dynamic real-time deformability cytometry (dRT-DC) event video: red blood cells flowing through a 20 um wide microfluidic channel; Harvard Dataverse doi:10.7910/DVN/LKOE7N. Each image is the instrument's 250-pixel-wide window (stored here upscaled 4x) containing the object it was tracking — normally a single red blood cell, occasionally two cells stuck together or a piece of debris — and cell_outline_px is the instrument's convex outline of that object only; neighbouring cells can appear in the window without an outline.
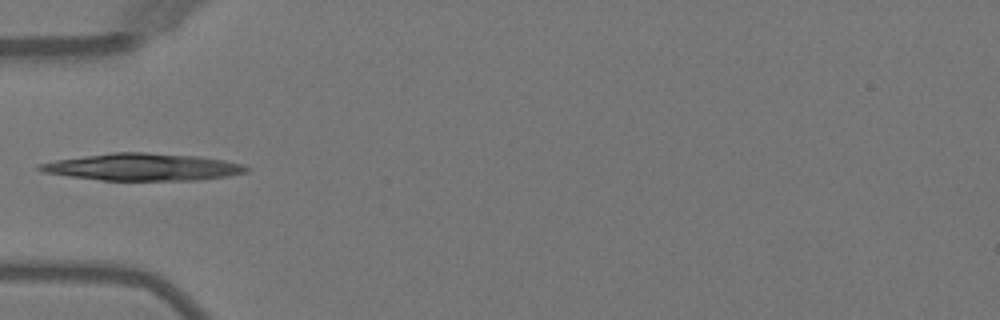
{"species": "Egyptian fruit bat (a non-hibernating species)", "species_latin": "Rousettus aegyptiacus", "temperature_condition": "warm", "stored_images_in_passage": 4, "camera_frame_rate_fps": 3000, "um_per_image_px": 0.085, "animal": {"sex": "female"}, "frame": {"image": 1, "passage_image": 3, "time_ms": 2.333, "image_size_px": [1000, 320], "cell_outline_px": [[252, 168], [248, 172], [228, 176], [196, 180], [100, 180], [44, 172], [36, 168], [36, 164], [56, 160], [112, 152], [144, 152], [196, 156], [224, 160], [244, 164]], "centroid_in_image_um": [12.18, 14.19], "position_along_channel_um": 72.8, "area_um2": 32.6}}
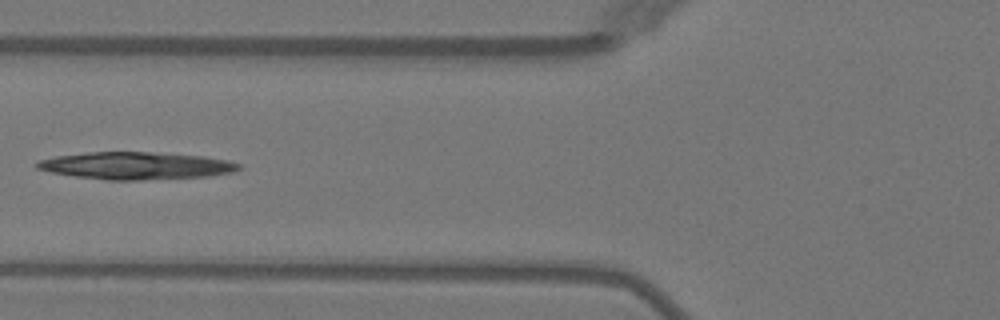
{"frame": {"image": 2, "passage_image": 4, "time_ms": 3.333, "image_size_px": [1000, 320], "cell_outline_px": [[240, 168], [232, 172], [208, 176], [140, 180], [108, 180], [76, 176], [52, 172], [36, 168], [32, 164], [40, 160], [56, 156], [88, 152], [152, 152], [200, 156], [228, 160], [240, 164]], "centroid_in_image_um": [11.53, 14.08], "position_along_channel_um": 114.3, "area_um2": 31.91}}